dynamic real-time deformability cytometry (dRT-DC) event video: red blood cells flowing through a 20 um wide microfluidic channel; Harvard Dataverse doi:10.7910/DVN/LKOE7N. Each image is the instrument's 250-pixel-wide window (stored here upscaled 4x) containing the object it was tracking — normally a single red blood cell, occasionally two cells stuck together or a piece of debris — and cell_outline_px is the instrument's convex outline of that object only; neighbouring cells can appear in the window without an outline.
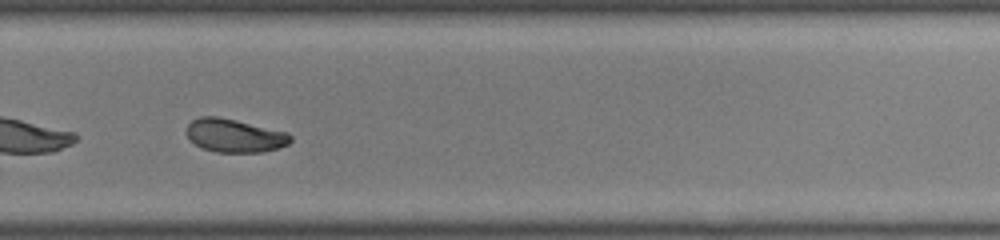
{"species": "common noctule bat (a hibernating species)", "species_latin": "Nyctalus noctula", "temperature_condition": "room temperature", "stored_images_in_passage": 31, "camera_frame_rate_fps": 3000, "um_per_image_px": 0.085, "animal": {"sex": "male", "body_mass_g": 19.0, "forearm_length_mm": 50.8}, "frame": {"image": 1, "passage_image": 18, "time_ms": 5.667, "image_size_px": [1000, 240], "cell_outline_px": [[292, 140], [288, 144], [276, 148], [260, 152], [216, 152], [200, 148], [188, 140], [184, 132], [188, 124], [192, 120], [200, 116], [216, 116], [236, 120], [288, 132], [292, 136]], "centroid_in_image_um": [19.87, 11.52], "position_along_channel_um": 309.9, "area_um2": 20.46}, "authors_computed_cell_mechanics": {"area_um2": 20.6346, "velocity_mm_per_s": 4.1867, "shape_relaxation_time_tau1_ms": 6.8439, "shape_relaxation_time_tau2_ms": 2.8748, "deformation_change_tau1": 0.1999, "deformation_change_tau2": 0.051}}